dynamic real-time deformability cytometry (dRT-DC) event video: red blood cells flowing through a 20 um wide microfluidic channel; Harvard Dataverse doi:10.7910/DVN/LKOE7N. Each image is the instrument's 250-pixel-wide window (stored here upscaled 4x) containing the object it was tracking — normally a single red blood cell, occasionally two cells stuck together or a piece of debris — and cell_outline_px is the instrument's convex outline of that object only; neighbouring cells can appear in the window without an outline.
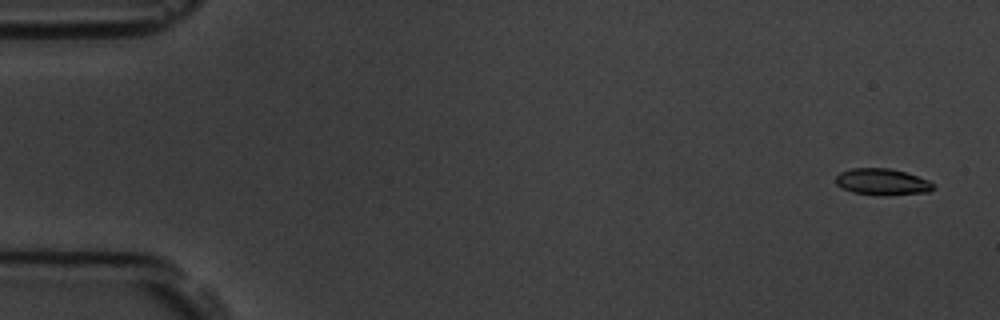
{"species": "common noctule bat (a hibernating species)", "species_latin": "Nyctalus noctula", "temperature_condition": "room temperature", "stored_images_in_passage": 5, "camera_frame_rate_fps": 3000, "um_per_image_px": 0.085, "animal": {"sex": "male", "body_mass_g": 19.5, "forearm_length_mm": 54.6}, "frame": {"image": 1, "passage_image": 1, "time_ms": 0.0, "image_size_px": [1000, 320], "cell_outline_px": [[936, 188], [928, 192], [852, 192], [836, 184], [836, 176], [840, 172], [852, 168], [888, 168], [904, 172], [928, 180], [936, 184]], "centroid_in_image_um": [74.98, 15.39], "position_along_channel_um": 10.0, "area_um2": 13.99}}
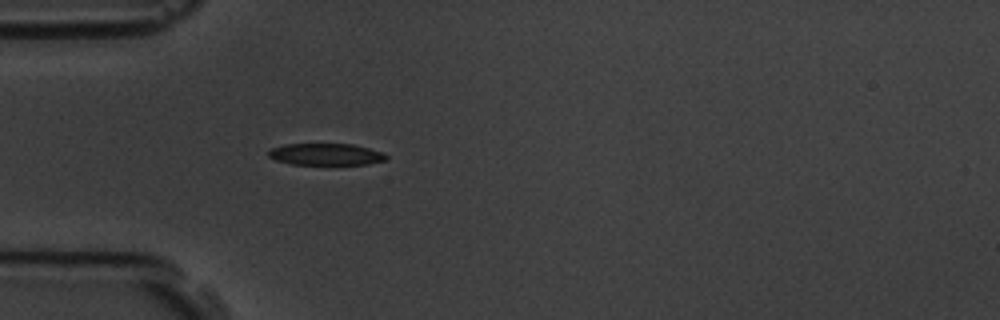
{"frame": {"image": 2, "passage_image": 5, "time_ms": 4.667, "image_size_px": [1000, 320], "cell_outline_px": [[388, 160], [368, 164], [292, 164], [276, 160], [268, 156], [268, 152], [272, 148], [284, 144], [352, 144], [384, 152], [388, 156]], "centroid_in_image_um": [27.74, 13.11], "position_along_channel_um": 57.3, "area_um2": 14.91}}